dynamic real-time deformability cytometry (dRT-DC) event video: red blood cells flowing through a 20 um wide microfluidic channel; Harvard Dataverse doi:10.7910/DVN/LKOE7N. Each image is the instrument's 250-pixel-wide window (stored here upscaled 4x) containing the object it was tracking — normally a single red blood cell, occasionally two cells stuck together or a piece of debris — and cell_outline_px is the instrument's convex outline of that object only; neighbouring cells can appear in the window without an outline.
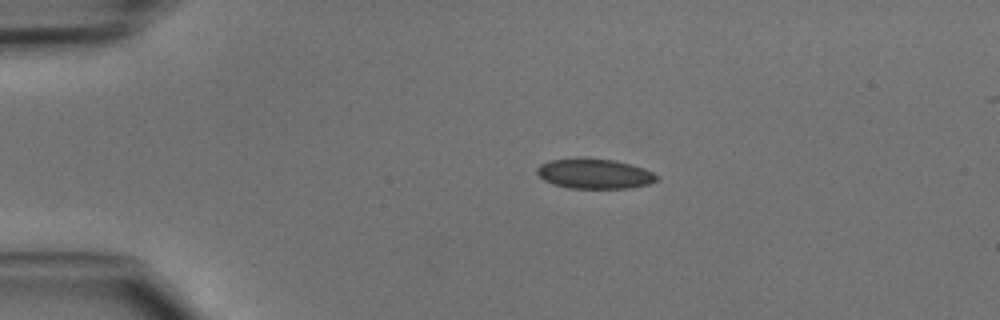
{"species": "common noctule bat (a hibernating species)", "species_latin": "Nyctalus noctula", "temperature_condition": "cold", "stored_images_in_passage": 39, "camera_frame_rate_fps": 3000, "um_per_image_px": 0.085, "animal": {"sex": "male", "body_mass_g": 15.6}, "frame": {"image": 1, "passage_image": 1, "time_ms": 0.0, "image_size_px": [1000, 320], "cell_outline_px": [[660, 180], [648, 184], [628, 188], [568, 188], [552, 184], [544, 180], [536, 172], [536, 168], [540, 164], [548, 160], [616, 160], [632, 164], [644, 168], [660, 176]], "centroid_in_image_um": [50.58, 14.8], "position_along_channel_um": 34.4, "area_um2": 20.58}}
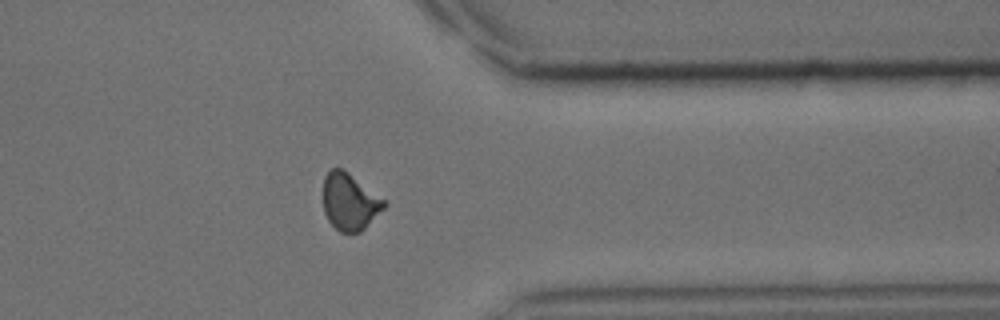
{"frame": {"image": 2, "passage_image": 29, "time_ms": 9.333, "image_size_px": [1000, 320], "cell_outline_px": [[388, 204], [360, 232], [340, 232], [328, 220], [324, 212], [324, 176], [332, 168], [344, 168], [384, 200]], "centroid_in_image_um": [29.71, 17.13], "position_along_channel_um": 381.7, "area_um2": 19.94}}
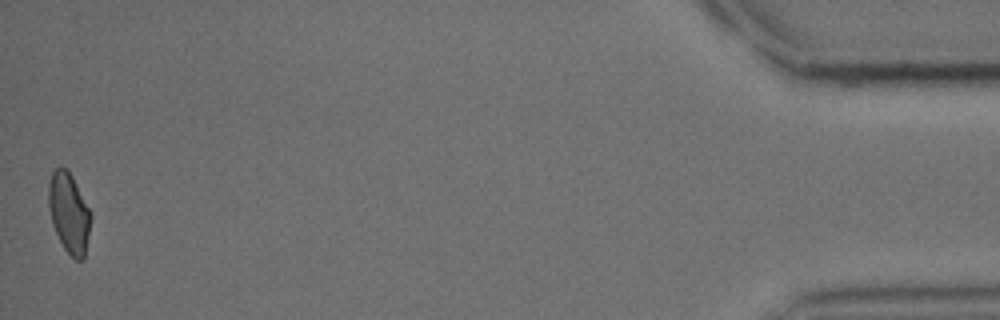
{"frame": {"image": 3, "passage_image": 38, "time_ms": 12.333, "image_size_px": [1000, 320], "cell_outline_px": [[92, 216], [84, 260], [76, 260], [64, 248], [52, 224], [48, 208], [48, 184], [52, 172], [60, 164], [68, 168], [92, 212]], "centroid_in_image_um": [5.87, 18.04], "position_along_channel_um": 429.3, "area_um2": 20.11}}